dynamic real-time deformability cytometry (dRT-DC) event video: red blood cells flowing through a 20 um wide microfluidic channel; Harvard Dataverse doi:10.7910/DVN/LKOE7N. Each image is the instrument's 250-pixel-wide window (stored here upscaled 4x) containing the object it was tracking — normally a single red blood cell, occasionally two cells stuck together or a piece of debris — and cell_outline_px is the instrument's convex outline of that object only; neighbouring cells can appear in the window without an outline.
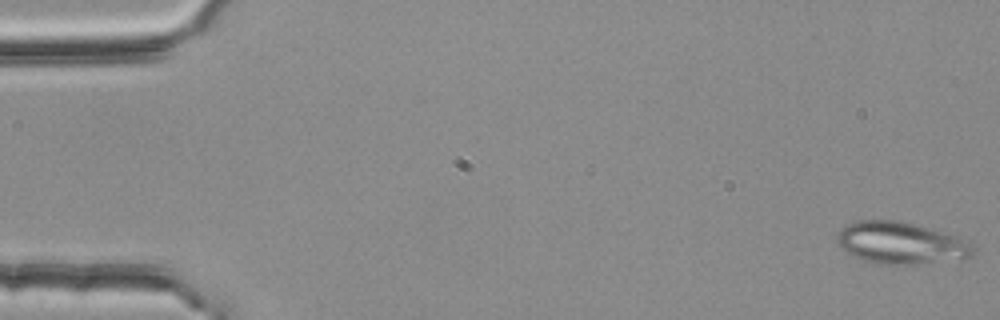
{"species": "common noctule bat (a hibernating species)", "species_latin": "Nyctalus noctula", "temperature_condition": "room temperature", "stored_images_in_passage": 10, "camera_frame_rate_fps": 3000, "um_per_image_px": 0.085, "animal": {"sex": "female", "body_mass_g": 25.1}, "frame": {"image": 1, "passage_image": 1, "time_ms": 0.0, "image_size_px": [1000, 320], "cell_outline_px": [[976, 248], [972, 256], [908, 264], [880, 264], [864, 260], [848, 252], [836, 240], [836, 232], [840, 228], [848, 224], [860, 220], [896, 220], [912, 224], [956, 236], [968, 240]], "centroid_in_image_um": [76.53, 20.63], "position_along_channel_um": 8.5, "area_um2": 32.43}}